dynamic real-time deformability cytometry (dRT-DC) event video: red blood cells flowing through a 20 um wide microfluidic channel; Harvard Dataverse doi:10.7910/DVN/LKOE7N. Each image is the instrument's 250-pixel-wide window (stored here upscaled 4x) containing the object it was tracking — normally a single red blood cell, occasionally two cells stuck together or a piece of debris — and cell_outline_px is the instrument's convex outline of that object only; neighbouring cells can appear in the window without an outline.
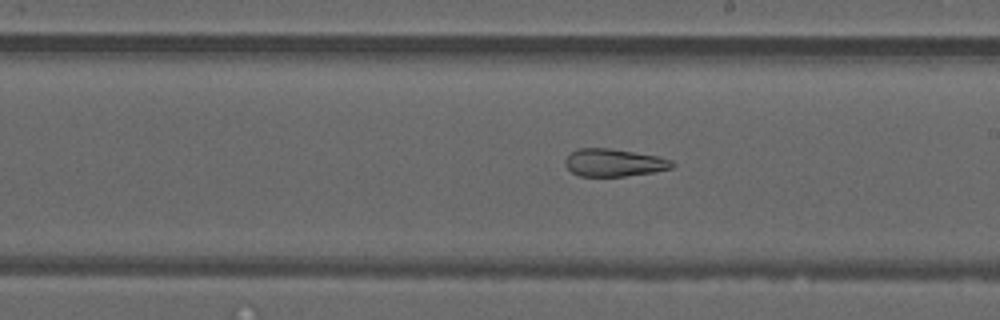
{"species": "common noctule bat (a hibernating species)", "species_latin": "Nyctalus noctula", "temperature_condition": "warm", "stored_images_in_passage": 51, "segment_of_instrument_passage": [2, 2], "camera_frame_rate_fps": 3000, "um_per_image_px": 0.085, "animal": {"sex": "male", "forearm_length_mm": 52.5}, "frame": {"image": 1, "passage_image": 29, "time_ms": 9.333, "image_size_px": [1000, 320], "cell_outline_px": [[676, 164], [672, 168], [652, 172], [624, 176], [580, 176], [572, 172], [564, 164], [564, 160], [572, 152], [580, 148], [608, 148], [656, 156], [672, 160]], "centroid_in_image_um": [52.18, 13.83], "position_along_channel_um": 236.8, "area_um2": 16.99}}
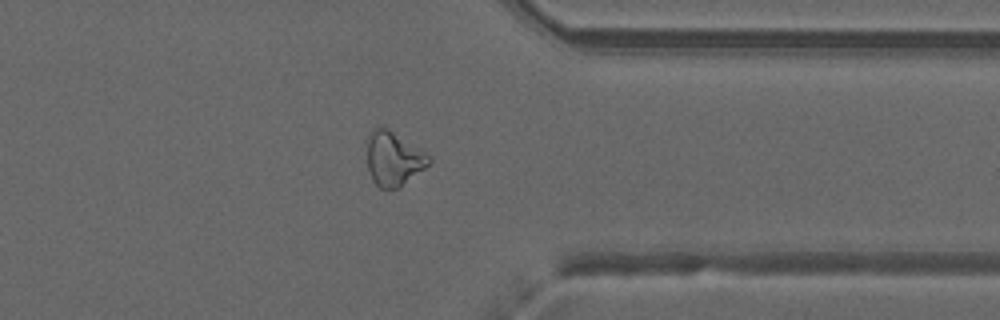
{"frame": {"image": 2, "passage_image": 40, "time_ms": 13.0, "image_size_px": [1000, 320], "cell_outline_px": [[432, 160], [424, 168], [400, 188], [380, 188], [372, 180], [368, 168], [364, 140], [376, 128], [388, 128], [432, 156]], "centroid_in_image_um": [33.42, 13.49], "position_along_channel_um": 378.0, "area_um2": 19.77}}
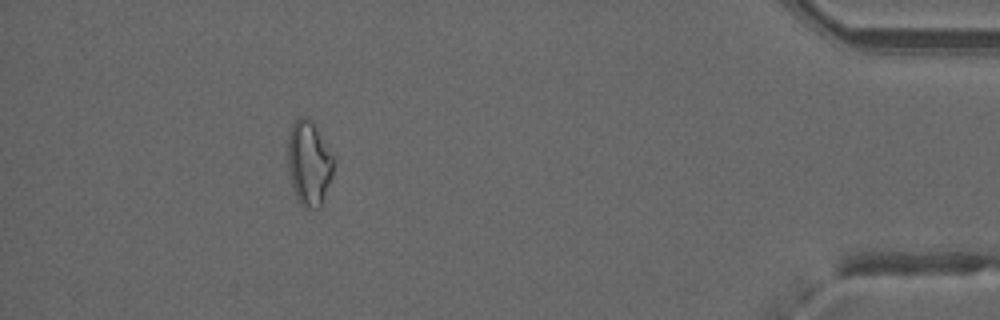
{"frame": {"image": 3, "passage_image": 46, "time_ms": 15.0, "image_size_px": [1000, 320], "cell_outline_px": [[332, 176], [320, 204], [316, 208], [308, 208], [300, 204], [296, 196], [292, 184], [288, 168], [288, 136], [292, 124], [300, 116], [308, 116], [316, 128], [332, 156]], "centroid_in_image_um": [26.22, 13.84], "position_along_channel_um": 409.0, "area_um2": 21.85}}